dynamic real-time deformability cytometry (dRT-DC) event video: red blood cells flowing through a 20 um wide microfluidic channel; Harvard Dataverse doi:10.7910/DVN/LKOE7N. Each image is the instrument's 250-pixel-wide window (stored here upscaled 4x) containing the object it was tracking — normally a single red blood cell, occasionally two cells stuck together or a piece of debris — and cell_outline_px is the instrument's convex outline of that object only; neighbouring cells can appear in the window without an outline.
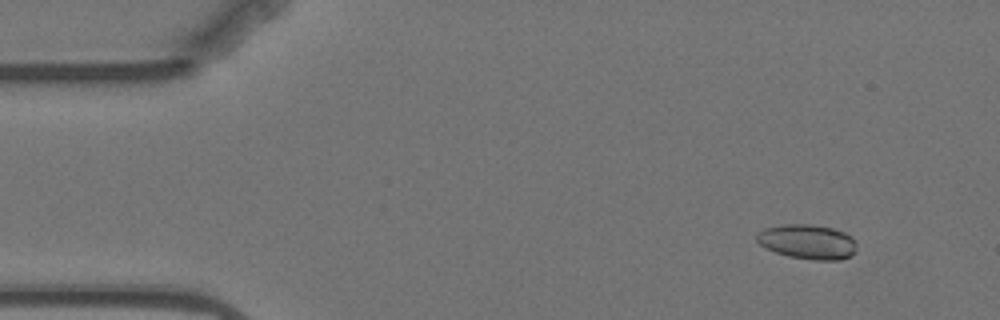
{"species": "Egyptian fruit bat (a non-hibernating species)", "species_latin": "Rousettus aegyptiacus", "temperature_condition": "warm", "stored_images_in_passage": 5, "camera_frame_rate_fps": 3000, "um_per_image_px": 0.085, "animal": {"sex": "female"}, "frame": {"image": 1, "passage_image": 2, "time_ms": 1.333, "image_size_px": [1000, 320], "cell_outline_px": [[856, 252], [852, 256], [840, 260], [816, 260], [788, 256], [764, 248], [756, 240], [756, 236], [764, 228], [784, 224], [812, 224], [832, 228], [844, 232], [852, 236], [856, 240]], "centroid_in_image_um": [68.68, 20.55], "position_along_channel_um": 16.3, "area_um2": 20.4}}
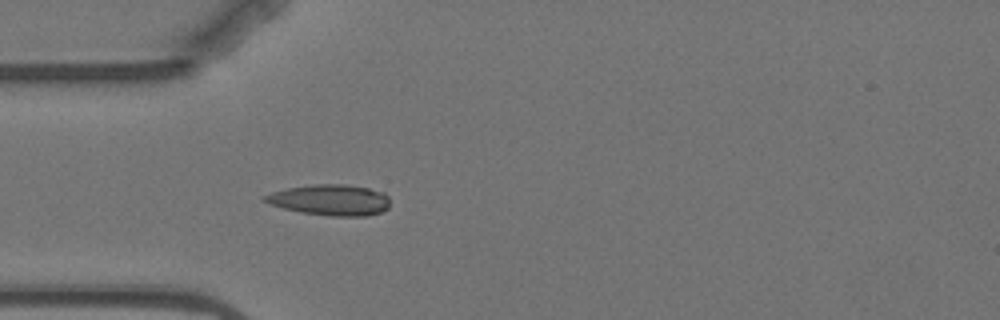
{"frame": {"image": 2, "passage_image": 5, "time_ms": 5.0, "image_size_px": [1000, 320], "cell_outline_px": [[388, 208], [380, 212], [368, 216], [332, 216], [300, 212], [284, 208], [260, 200], [264, 196], [272, 192], [288, 188], [316, 184], [344, 184], [368, 188], [384, 192], [388, 196]], "centroid_in_image_um": [28.08, 17.0], "position_along_channel_um": 56.9, "area_um2": 22.43}}